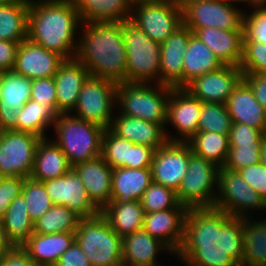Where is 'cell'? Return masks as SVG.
I'll use <instances>...</instances> for the list:
<instances>
[{
    "label": "cell",
    "instance_id": "1",
    "mask_svg": "<svg viewBox=\"0 0 266 266\" xmlns=\"http://www.w3.org/2000/svg\"><path fill=\"white\" fill-rule=\"evenodd\" d=\"M173 257L185 266H239L243 259L242 218L215 207L189 208L184 239Z\"/></svg>",
    "mask_w": 266,
    "mask_h": 266
},
{
    "label": "cell",
    "instance_id": "2",
    "mask_svg": "<svg viewBox=\"0 0 266 266\" xmlns=\"http://www.w3.org/2000/svg\"><path fill=\"white\" fill-rule=\"evenodd\" d=\"M81 24L77 6L69 0H29L27 38L65 60L76 56Z\"/></svg>",
    "mask_w": 266,
    "mask_h": 266
},
{
    "label": "cell",
    "instance_id": "3",
    "mask_svg": "<svg viewBox=\"0 0 266 266\" xmlns=\"http://www.w3.org/2000/svg\"><path fill=\"white\" fill-rule=\"evenodd\" d=\"M81 27L75 58L89 70L90 76L126 82L122 22H82Z\"/></svg>",
    "mask_w": 266,
    "mask_h": 266
},
{
    "label": "cell",
    "instance_id": "4",
    "mask_svg": "<svg viewBox=\"0 0 266 266\" xmlns=\"http://www.w3.org/2000/svg\"><path fill=\"white\" fill-rule=\"evenodd\" d=\"M154 84L117 83L118 111L121 114L160 124L165 129V133L169 134L166 122L171 86Z\"/></svg>",
    "mask_w": 266,
    "mask_h": 266
},
{
    "label": "cell",
    "instance_id": "5",
    "mask_svg": "<svg viewBox=\"0 0 266 266\" xmlns=\"http://www.w3.org/2000/svg\"><path fill=\"white\" fill-rule=\"evenodd\" d=\"M55 140L69 164L74 165L101 155L105 129L69 114H58L53 124Z\"/></svg>",
    "mask_w": 266,
    "mask_h": 266
},
{
    "label": "cell",
    "instance_id": "6",
    "mask_svg": "<svg viewBox=\"0 0 266 266\" xmlns=\"http://www.w3.org/2000/svg\"><path fill=\"white\" fill-rule=\"evenodd\" d=\"M75 240L91 266H123L122 237L101 214L80 219Z\"/></svg>",
    "mask_w": 266,
    "mask_h": 266
},
{
    "label": "cell",
    "instance_id": "7",
    "mask_svg": "<svg viewBox=\"0 0 266 266\" xmlns=\"http://www.w3.org/2000/svg\"><path fill=\"white\" fill-rule=\"evenodd\" d=\"M127 54L126 82L160 84V43L130 19L122 22Z\"/></svg>",
    "mask_w": 266,
    "mask_h": 266
},
{
    "label": "cell",
    "instance_id": "8",
    "mask_svg": "<svg viewBox=\"0 0 266 266\" xmlns=\"http://www.w3.org/2000/svg\"><path fill=\"white\" fill-rule=\"evenodd\" d=\"M116 99V82L89 76L84 82L77 104L70 114L106 130L111 128L115 115L113 110L117 106Z\"/></svg>",
    "mask_w": 266,
    "mask_h": 266
},
{
    "label": "cell",
    "instance_id": "9",
    "mask_svg": "<svg viewBox=\"0 0 266 266\" xmlns=\"http://www.w3.org/2000/svg\"><path fill=\"white\" fill-rule=\"evenodd\" d=\"M218 172L219 167L215 163L192 153L187 173L176 192L179 203L188 209L214 207Z\"/></svg>",
    "mask_w": 266,
    "mask_h": 266
},
{
    "label": "cell",
    "instance_id": "10",
    "mask_svg": "<svg viewBox=\"0 0 266 266\" xmlns=\"http://www.w3.org/2000/svg\"><path fill=\"white\" fill-rule=\"evenodd\" d=\"M214 207L234 217H249L252 210H266V202L238 172L219 167Z\"/></svg>",
    "mask_w": 266,
    "mask_h": 266
},
{
    "label": "cell",
    "instance_id": "11",
    "mask_svg": "<svg viewBox=\"0 0 266 266\" xmlns=\"http://www.w3.org/2000/svg\"><path fill=\"white\" fill-rule=\"evenodd\" d=\"M181 8L183 25L192 32L209 27L242 30L245 11L225 0H190Z\"/></svg>",
    "mask_w": 266,
    "mask_h": 266
},
{
    "label": "cell",
    "instance_id": "12",
    "mask_svg": "<svg viewBox=\"0 0 266 266\" xmlns=\"http://www.w3.org/2000/svg\"><path fill=\"white\" fill-rule=\"evenodd\" d=\"M42 138L27 132H0V176L29 178Z\"/></svg>",
    "mask_w": 266,
    "mask_h": 266
},
{
    "label": "cell",
    "instance_id": "13",
    "mask_svg": "<svg viewBox=\"0 0 266 266\" xmlns=\"http://www.w3.org/2000/svg\"><path fill=\"white\" fill-rule=\"evenodd\" d=\"M130 20L161 44L183 25L182 8L169 0L138 5L132 8Z\"/></svg>",
    "mask_w": 266,
    "mask_h": 266
},
{
    "label": "cell",
    "instance_id": "14",
    "mask_svg": "<svg viewBox=\"0 0 266 266\" xmlns=\"http://www.w3.org/2000/svg\"><path fill=\"white\" fill-rule=\"evenodd\" d=\"M43 183L53 205L65 206L81 219L100 214V210L90 200L79 175L73 168L63 176Z\"/></svg>",
    "mask_w": 266,
    "mask_h": 266
},
{
    "label": "cell",
    "instance_id": "15",
    "mask_svg": "<svg viewBox=\"0 0 266 266\" xmlns=\"http://www.w3.org/2000/svg\"><path fill=\"white\" fill-rule=\"evenodd\" d=\"M192 150L187 142L167 141L155 151L151 170L152 182L178 191L187 173Z\"/></svg>",
    "mask_w": 266,
    "mask_h": 266
},
{
    "label": "cell",
    "instance_id": "16",
    "mask_svg": "<svg viewBox=\"0 0 266 266\" xmlns=\"http://www.w3.org/2000/svg\"><path fill=\"white\" fill-rule=\"evenodd\" d=\"M202 102L185 88L171 86L167 125L173 126L179 136L166 134L170 142H188L197 132ZM170 123V124H169Z\"/></svg>",
    "mask_w": 266,
    "mask_h": 266
},
{
    "label": "cell",
    "instance_id": "17",
    "mask_svg": "<svg viewBox=\"0 0 266 266\" xmlns=\"http://www.w3.org/2000/svg\"><path fill=\"white\" fill-rule=\"evenodd\" d=\"M243 79L239 66L223 65L217 70L196 77L187 89L201 102L226 104L233 89Z\"/></svg>",
    "mask_w": 266,
    "mask_h": 266
},
{
    "label": "cell",
    "instance_id": "18",
    "mask_svg": "<svg viewBox=\"0 0 266 266\" xmlns=\"http://www.w3.org/2000/svg\"><path fill=\"white\" fill-rule=\"evenodd\" d=\"M65 59L26 38L20 42L13 71L30 80L54 77Z\"/></svg>",
    "mask_w": 266,
    "mask_h": 266
},
{
    "label": "cell",
    "instance_id": "19",
    "mask_svg": "<svg viewBox=\"0 0 266 266\" xmlns=\"http://www.w3.org/2000/svg\"><path fill=\"white\" fill-rule=\"evenodd\" d=\"M192 34L182 25L160 44V84L183 88V59Z\"/></svg>",
    "mask_w": 266,
    "mask_h": 266
},
{
    "label": "cell",
    "instance_id": "20",
    "mask_svg": "<svg viewBox=\"0 0 266 266\" xmlns=\"http://www.w3.org/2000/svg\"><path fill=\"white\" fill-rule=\"evenodd\" d=\"M32 80L14 71L2 72L0 100V130H13L17 126V110L30 100Z\"/></svg>",
    "mask_w": 266,
    "mask_h": 266
},
{
    "label": "cell",
    "instance_id": "21",
    "mask_svg": "<svg viewBox=\"0 0 266 266\" xmlns=\"http://www.w3.org/2000/svg\"><path fill=\"white\" fill-rule=\"evenodd\" d=\"M72 168L79 175L90 200L101 211L111 201L113 169L101 155Z\"/></svg>",
    "mask_w": 266,
    "mask_h": 266
},
{
    "label": "cell",
    "instance_id": "22",
    "mask_svg": "<svg viewBox=\"0 0 266 266\" xmlns=\"http://www.w3.org/2000/svg\"><path fill=\"white\" fill-rule=\"evenodd\" d=\"M188 209H168L145 213L143 229L164 243L175 255L184 239V222Z\"/></svg>",
    "mask_w": 266,
    "mask_h": 266
},
{
    "label": "cell",
    "instance_id": "23",
    "mask_svg": "<svg viewBox=\"0 0 266 266\" xmlns=\"http://www.w3.org/2000/svg\"><path fill=\"white\" fill-rule=\"evenodd\" d=\"M90 76L89 70L76 58L65 60L54 75L57 115L69 114L75 108L80 90Z\"/></svg>",
    "mask_w": 266,
    "mask_h": 266
},
{
    "label": "cell",
    "instance_id": "24",
    "mask_svg": "<svg viewBox=\"0 0 266 266\" xmlns=\"http://www.w3.org/2000/svg\"><path fill=\"white\" fill-rule=\"evenodd\" d=\"M158 252L174 255L164 243L144 229L122 237L123 266H161L157 262Z\"/></svg>",
    "mask_w": 266,
    "mask_h": 266
},
{
    "label": "cell",
    "instance_id": "25",
    "mask_svg": "<svg viewBox=\"0 0 266 266\" xmlns=\"http://www.w3.org/2000/svg\"><path fill=\"white\" fill-rule=\"evenodd\" d=\"M111 129L120 137L135 144H142L157 150L168 140L165 129L157 123L131 117L116 111Z\"/></svg>",
    "mask_w": 266,
    "mask_h": 266
},
{
    "label": "cell",
    "instance_id": "26",
    "mask_svg": "<svg viewBox=\"0 0 266 266\" xmlns=\"http://www.w3.org/2000/svg\"><path fill=\"white\" fill-rule=\"evenodd\" d=\"M217 56L223 65L239 66L243 56V31L217 28L196 29L193 32Z\"/></svg>",
    "mask_w": 266,
    "mask_h": 266
},
{
    "label": "cell",
    "instance_id": "27",
    "mask_svg": "<svg viewBox=\"0 0 266 266\" xmlns=\"http://www.w3.org/2000/svg\"><path fill=\"white\" fill-rule=\"evenodd\" d=\"M232 122L242 123L264 132L266 110L259 104L251 87L242 79L226 103Z\"/></svg>",
    "mask_w": 266,
    "mask_h": 266
},
{
    "label": "cell",
    "instance_id": "28",
    "mask_svg": "<svg viewBox=\"0 0 266 266\" xmlns=\"http://www.w3.org/2000/svg\"><path fill=\"white\" fill-rule=\"evenodd\" d=\"M75 241V232L33 233L21 246L37 266H54Z\"/></svg>",
    "mask_w": 266,
    "mask_h": 266
},
{
    "label": "cell",
    "instance_id": "29",
    "mask_svg": "<svg viewBox=\"0 0 266 266\" xmlns=\"http://www.w3.org/2000/svg\"><path fill=\"white\" fill-rule=\"evenodd\" d=\"M71 168L62 149L53 140L43 138L36 149L30 178L39 182L48 181L63 176Z\"/></svg>",
    "mask_w": 266,
    "mask_h": 266
},
{
    "label": "cell",
    "instance_id": "30",
    "mask_svg": "<svg viewBox=\"0 0 266 266\" xmlns=\"http://www.w3.org/2000/svg\"><path fill=\"white\" fill-rule=\"evenodd\" d=\"M111 201H140L152 183L151 168H117L112 173Z\"/></svg>",
    "mask_w": 266,
    "mask_h": 266
},
{
    "label": "cell",
    "instance_id": "31",
    "mask_svg": "<svg viewBox=\"0 0 266 266\" xmlns=\"http://www.w3.org/2000/svg\"><path fill=\"white\" fill-rule=\"evenodd\" d=\"M100 214L120 237L143 229L145 213L140 201H110Z\"/></svg>",
    "mask_w": 266,
    "mask_h": 266
},
{
    "label": "cell",
    "instance_id": "32",
    "mask_svg": "<svg viewBox=\"0 0 266 266\" xmlns=\"http://www.w3.org/2000/svg\"><path fill=\"white\" fill-rule=\"evenodd\" d=\"M223 66L217 56L196 35L189 37L183 59V88L196 77Z\"/></svg>",
    "mask_w": 266,
    "mask_h": 266
},
{
    "label": "cell",
    "instance_id": "33",
    "mask_svg": "<svg viewBox=\"0 0 266 266\" xmlns=\"http://www.w3.org/2000/svg\"><path fill=\"white\" fill-rule=\"evenodd\" d=\"M265 220L242 218L243 259L239 266H266Z\"/></svg>",
    "mask_w": 266,
    "mask_h": 266
},
{
    "label": "cell",
    "instance_id": "34",
    "mask_svg": "<svg viewBox=\"0 0 266 266\" xmlns=\"http://www.w3.org/2000/svg\"><path fill=\"white\" fill-rule=\"evenodd\" d=\"M82 22H124L132 9L125 0H79L76 4Z\"/></svg>",
    "mask_w": 266,
    "mask_h": 266
},
{
    "label": "cell",
    "instance_id": "35",
    "mask_svg": "<svg viewBox=\"0 0 266 266\" xmlns=\"http://www.w3.org/2000/svg\"><path fill=\"white\" fill-rule=\"evenodd\" d=\"M29 0L0 5V40L22 42L28 36Z\"/></svg>",
    "mask_w": 266,
    "mask_h": 266
},
{
    "label": "cell",
    "instance_id": "36",
    "mask_svg": "<svg viewBox=\"0 0 266 266\" xmlns=\"http://www.w3.org/2000/svg\"><path fill=\"white\" fill-rule=\"evenodd\" d=\"M57 114L44 104L29 100L17 110V132H27L38 137L47 138V128L53 127Z\"/></svg>",
    "mask_w": 266,
    "mask_h": 266
},
{
    "label": "cell",
    "instance_id": "37",
    "mask_svg": "<svg viewBox=\"0 0 266 266\" xmlns=\"http://www.w3.org/2000/svg\"><path fill=\"white\" fill-rule=\"evenodd\" d=\"M1 220L5 233L14 246L21 247L34 233L33 221L29 218L22 194L11 202Z\"/></svg>",
    "mask_w": 266,
    "mask_h": 266
},
{
    "label": "cell",
    "instance_id": "38",
    "mask_svg": "<svg viewBox=\"0 0 266 266\" xmlns=\"http://www.w3.org/2000/svg\"><path fill=\"white\" fill-rule=\"evenodd\" d=\"M192 153L215 163L218 167L226 164L229 155V135L198 131L188 142Z\"/></svg>",
    "mask_w": 266,
    "mask_h": 266
},
{
    "label": "cell",
    "instance_id": "39",
    "mask_svg": "<svg viewBox=\"0 0 266 266\" xmlns=\"http://www.w3.org/2000/svg\"><path fill=\"white\" fill-rule=\"evenodd\" d=\"M81 218L62 205H53L33 223V232L52 234L59 232H75Z\"/></svg>",
    "mask_w": 266,
    "mask_h": 266
},
{
    "label": "cell",
    "instance_id": "40",
    "mask_svg": "<svg viewBox=\"0 0 266 266\" xmlns=\"http://www.w3.org/2000/svg\"><path fill=\"white\" fill-rule=\"evenodd\" d=\"M232 123L226 104L202 102L198 131L229 135Z\"/></svg>",
    "mask_w": 266,
    "mask_h": 266
},
{
    "label": "cell",
    "instance_id": "41",
    "mask_svg": "<svg viewBox=\"0 0 266 266\" xmlns=\"http://www.w3.org/2000/svg\"><path fill=\"white\" fill-rule=\"evenodd\" d=\"M144 213H153L168 209H188L179 203L173 189L152 182L140 200Z\"/></svg>",
    "mask_w": 266,
    "mask_h": 266
},
{
    "label": "cell",
    "instance_id": "42",
    "mask_svg": "<svg viewBox=\"0 0 266 266\" xmlns=\"http://www.w3.org/2000/svg\"><path fill=\"white\" fill-rule=\"evenodd\" d=\"M132 144V141L118 136L108 128L104 131L101 156L112 169L127 168Z\"/></svg>",
    "mask_w": 266,
    "mask_h": 266
},
{
    "label": "cell",
    "instance_id": "43",
    "mask_svg": "<svg viewBox=\"0 0 266 266\" xmlns=\"http://www.w3.org/2000/svg\"><path fill=\"white\" fill-rule=\"evenodd\" d=\"M22 195L27 204L29 218L33 223L53 206L44 183L33 180L30 177L24 178Z\"/></svg>",
    "mask_w": 266,
    "mask_h": 266
},
{
    "label": "cell",
    "instance_id": "44",
    "mask_svg": "<svg viewBox=\"0 0 266 266\" xmlns=\"http://www.w3.org/2000/svg\"><path fill=\"white\" fill-rule=\"evenodd\" d=\"M242 74H266V44L243 42Z\"/></svg>",
    "mask_w": 266,
    "mask_h": 266
},
{
    "label": "cell",
    "instance_id": "45",
    "mask_svg": "<svg viewBox=\"0 0 266 266\" xmlns=\"http://www.w3.org/2000/svg\"><path fill=\"white\" fill-rule=\"evenodd\" d=\"M252 10L251 13H244L242 20L243 42L266 44V8Z\"/></svg>",
    "mask_w": 266,
    "mask_h": 266
},
{
    "label": "cell",
    "instance_id": "46",
    "mask_svg": "<svg viewBox=\"0 0 266 266\" xmlns=\"http://www.w3.org/2000/svg\"><path fill=\"white\" fill-rule=\"evenodd\" d=\"M264 140L263 132L242 123H232L229 133L230 146H251L261 150Z\"/></svg>",
    "mask_w": 266,
    "mask_h": 266
},
{
    "label": "cell",
    "instance_id": "47",
    "mask_svg": "<svg viewBox=\"0 0 266 266\" xmlns=\"http://www.w3.org/2000/svg\"><path fill=\"white\" fill-rule=\"evenodd\" d=\"M261 150H255L251 146H230L229 155L224 168L230 171H239L240 169L256 165L261 162Z\"/></svg>",
    "mask_w": 266,
    "mask_h": 266
},
{
    "label": "cell",
    "instance_id": "48",
    "mask_svg": "<svg viewBox=\"0 0 266 266\" xmlns=\"http://www.w3.org/2000/svg\"><path fill=\"white\" fill-rule=\"evenodd\" d=\"M30 99L49 106L57 114V96L54 77L32 80Z\"/></svg>",
    "mask_w": 266,
    "mask_h": 266
},
{
    "label": "cell",
    "instance_id": "49",
    "mask_svg": "<svg viewBox=\"0 0 266 266\" xmlns=\"http://www.w3.org/2000/svg\"><path fill=\"white\" fill-rule=\"evenodd\" d=\"M23 185L22 177H0V219L11 202L22 194Z\"/></svg>",
    "mask_w": 266,
    "mask_h": 266
},
{
    "label": "cell",
    "instance_id": "50",
    "mask_svg": "<svg viewBox=\"0 0 266 266\" xmlns=\"http://www.w3.org/2000/svg\"><path fill=\"white\" fill-rule=\"evenodd\" d=\"M237 172L266 202V166L260 162Z\"/></svg>",
    "mask_w": 266,
    "mask_h": 266
},
{
    "label": "cell",
    "instance_id": "51",
    "mask_svg": "<svg viewBox=\"0 0 266 266\" xmlns=\"http://www.w3.org/2000/svg\"><path fill=\"white\" fill-rule=\"evenodd\" d=\"M155 151L156 150L154 148L133 143L130 146V155L129 162H127V168H151Z\"/></svg>",
    "mask_w": 266,
    "mask_h": 266
},
{
    "label": "cell",
    "instance_id": "52",
    "mask_svg": "<svg viewBox=\"0 0 266 266\" xmlns=\"http://www.w3.org/2000/svg\"><path fill=\"white\" fill-rule=\"evenodd\" d=\"M54 266H91V264L75 240Z\"/></svg>",
    "mask_w": 266,
    "mask_h": 266
},
{
    "label": "cell",
    "instance_id": "53",
    "mask_svg": "<svg viewBox=\"0 0 266 266\" xmlns=\"http://www.w3.org/2000/svg\"><path fill=\"white\" fill-rule=\"evenodd\" d=\"M19 42L0 40V72L13 71Z\"/></svg>",
    "mask_w": 266,
    "mask_h": 266
},
{
    "label": "cell",
    "instance_id": "54",
    "mask_svg": "<svg viewBox=\"0 0 266 266\" xmlns=\"http://www.w3.org/2000/svg\"><path fill=\"white\" fill-rule=\"evenodd\" d=\"M0 266H37L28 253L20 246H15L11 251L0 257Z\"/></svg>",
    "mask_w": 266,
    "mask_h": 266
},
{
    "label": "cell",
    "instance_id": "55",
    "mask_svg": "<svg viewBox=\"0 0 266 266\" xmlns=\"http://www.w3.org/2000/svg\"><path fill=\"white\" fill-rule=\"evenodd\" d=\"M243 80L251 87L255 98L266 110V74H244Z\"/></svg>",
    "mask_w": 266,
    "mask_h": 266
},
{
    "label": "cell",
    "instance_id": "56",
    "mask_svg": "<svg viewBox=\"0 0 266 266\" xmlns=\"http://www.w3.org/2000/svg\"><path fill=\"white\" fill-rule=\"evenodd\" d=\"M14 247L15 246L12 244V242L8 239L2 224V220L0 219V257L11 251Z\"/></svg>",
    "mask_w": 266,
    "mask_h": 266
},
{
    "label": "cell",
    "instance_id": "57",
    "mask_svg": "<svg viewBox=\"0 0 266 266\" xmlns=\"http://www.w3.org/2000/svg\"><path fill=\"white\" fill-rule=\"evenodd\" d=\"M126 3L130 6V8H134L138 5H144V4H150V3H156L163 0H125Z\"/></svg>",
    "mask_w": 266,
    "mask_h": 266
},
{
    "label": "cell",
    "instance_id": "58",
    "mask_svg": "<svg viewBox=\"0 0 266 266\" xmlns=\"http://www.w3.org/2000/svg\"><path fill=\"white\" fill-rule=\"evenodd\" d=\"M252 6L253 9L266 8V0H246L245 5Z\"/></svg>",
    "mask_w": 266,
    "mask_h": 266
},
{
    "label": "cell",
    "instance_id": "59",
    "mask_svg": "<svg viewBox=\"0 0 266 266\" xmlns=\"http://www.w3.org/2000/svg\"><path fill=\"white\" fill-rule=\"evenodd\" d=\"M261 163L266 166V138L264 137L260 152Z\"/></svg>",
    "mask_w": 266,
    "mask_h": 266
},
{
    "label": "cell",
    "instance_id": "60",
    "mask_svg": "<svg viewBox=\"0 0 266 266\" xmlns=\"http://www.w3.org/2000/svg\"><path fill=\"white\" fill-rule=\"evenodd\" d=\"M169 1H171L175 5H178V6L182 7L186 2H188L190 0H169Z\"/></svg>",
    "mask_w": 266,
    "mask_h": 266
},
{
    "label": "cell",
    "instance_id": "61",
    "mask_svg": "<svg viewBox=\"0 0 266 266\" xmlns=\"http://www.w3.org/2000/svg\"><path fill=\"white\" fill-rule=\"evenodd\" d=\"M17 0H0V5H5V4H9V3H13Z\"/></svg>",
    "mask_w": 266,
    "mask_h": 266
},
{
    "label": "cell",
    "instance_id": "62",
    "mask_svg": "<svg viewBox=\"0 0 266 266\" xmlns=\"http://www.w3.org/2000/svg\"><path fill=\"white\" fill-rule=\"evenodd\" d=\"M225 1H227V2H229V3H236V2H238V3H242V2H244V3H246V0H225Z\"/></svg>",
    "mask_w": 266,
    "mask_h": 266
},
{
    "label": "cell",
    "instance_id": "63",
    "mask_svg": "<svg viewBox=\"0 0 266 266\" xmlns=\"http://www.w3.org/2000/svg\"><path fill=\"white\" fill-rule=\"evenodd\" d=\"M2 97V72H0V100Z\"/></svg>",
    "mask_w": 266,
    "mask_h": 266
},
{
    "label": "cell",
    "instance_id": "64",
    "mask_svg": "<svg viewBox=\"0 0 266 266\" xmlns=\"http://www.w3.org/2000/svg\"><path fill=\"white\" fill-rule=\"evenodd\" d=\"M69 1H71L74 4H76L79 0H69Z\"/></svg>",
    "mask_w": 266,
    "mask_h": 266
},
{
    "label": "cell",
    "instance_id": "65",
    "mask_svg": "<svg viewBox=\"0 0 266 266\" xmlns=\"http://www.w3.org/2000/svg\"><path fill=\"white\" fill-rule=\"evenodd\" d=\"M263 136L266 138V126H265V129H264V132H263Z\"/></svg>",
    "mask_w": 266,
    "mask_h": 266
}]
</instances>
